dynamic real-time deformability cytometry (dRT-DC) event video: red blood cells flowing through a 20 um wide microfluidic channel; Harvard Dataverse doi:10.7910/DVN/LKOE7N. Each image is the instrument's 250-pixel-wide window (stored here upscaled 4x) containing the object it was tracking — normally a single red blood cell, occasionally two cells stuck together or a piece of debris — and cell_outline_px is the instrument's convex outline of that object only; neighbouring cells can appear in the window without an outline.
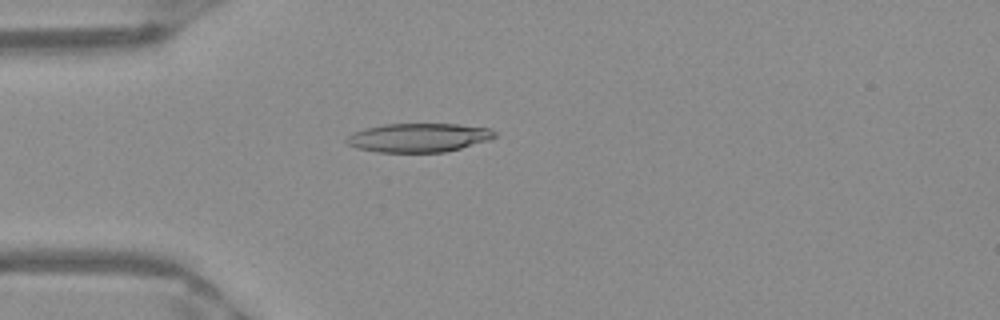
{"species": "Egyptian fruit bat (a non-hibernating species)", "species_latin": "Rousettus aegyptiacus", "temperature_condition": "warm", "stored_images_in_passage": 51, "camera_frame_rate_fps": 3000, "um_per_image_px": 0.085, "frame": {"image": 1, "passage_image": 14, "time_ms": 4.333, "image_size_px": [1000, 320], "cell_outline_px": [[496, 136], [488, 140], [460, 148], [444, 152], [376, 152], [356, 148], [348, 144], [344, 140], [352, 132], [364, 128], [384, 124], [456, 124], [488, 128], [496, 132]], "centroid_in_image_um": [35.53, 11.7], "position_along_channel_um": 49.5, "area_um2": 24.85}}
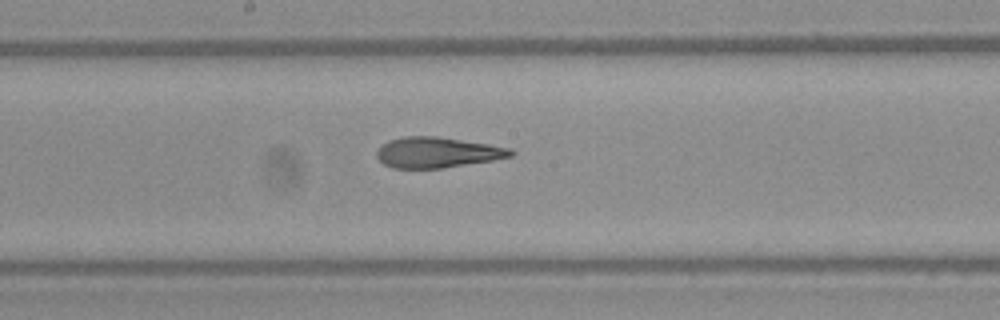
{"frame": {"image": 2, "passage_image": 27, "time_ms": 8.667, "image_size_px": [1000, 320], "cell_outline_px": [[516, 152], [512, 156], [492, 160], [440, 168], [392, 168], [384, 164], [376, 156], [376, 152], [388, 140], [404, 136], [436, 136], [488, 144], [512, 148]], "centroid_in_image_um": [37.17, 12.95], "position_along_channel_um": 211.0, "area_um2": 23.7}}
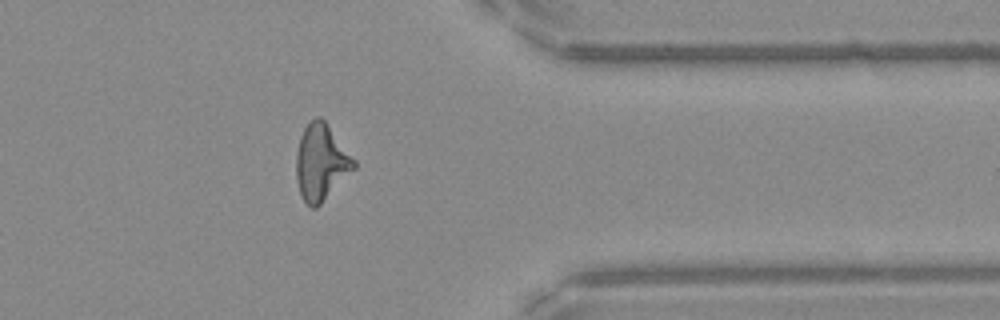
{"frame": {"image": 3, "passage_image": 41, "time_ms": 13.333, "image_size_px": [1000, 320], "cell_outline_px": [[356, 168], [316, 208], [312, 208], [300, 196], [296, 180], [296, 152], [300, 136], [304, 128], [316, 116], [320, 116], [324, 120], [356, 160]], "centroid_in_image_um": [27.29, 13.8], "position_along_channel_um": 384.1, "area_um2": 25.61}, "authors_computed_cell_mechanics": {"area_um2": 24.854, "velocity_mm_per_s": 3.9948, "shape_relaxation_time_tau1_ms": 9.0556, "shape_relaxation_time_tau2_ms": 2.6094, "deformation_change_tau1": 0.2749, "deformation_change_tau2": 0.1392}}